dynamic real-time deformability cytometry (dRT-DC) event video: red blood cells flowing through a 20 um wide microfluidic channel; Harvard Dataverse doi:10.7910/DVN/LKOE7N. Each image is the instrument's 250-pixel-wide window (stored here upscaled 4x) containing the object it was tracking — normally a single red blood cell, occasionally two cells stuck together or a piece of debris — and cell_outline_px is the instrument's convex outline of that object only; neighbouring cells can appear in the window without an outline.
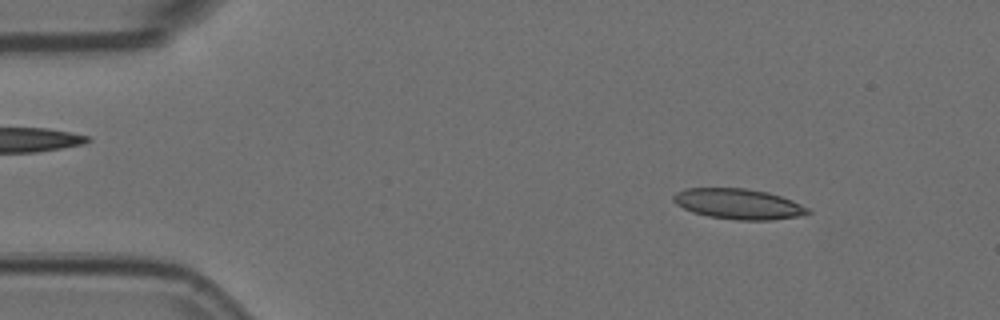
{"species": "Egyptian fruit bat (a non-hibernating species)", "species_latin": "Rousettus aegyptiacus", "temperature_condition": "room temperature", "stored_images_in_passage": 6, "camera_frame_rate_fps": 3000, "um_per_image_px": 0.085, "animal": {"sex": "female"}, "frame": {"image": 1, "passage_image": 1, "time_ms": 0.0, "image_size_px": [1000, 320], "cell_outline_px": [[812, 212], [796, 216], [772, 220], [736, 220], [708, 216], [692, 212], [676, 204], [672, 200], [672, 196], [676, 192], [684, 188], [744, 188], [768, 192], [792, 200], [808, 208]], "centroid_in_image_um": [62.72, 17.33], "position_along_channel_um": 22.3, "area_um2": 23.81}}
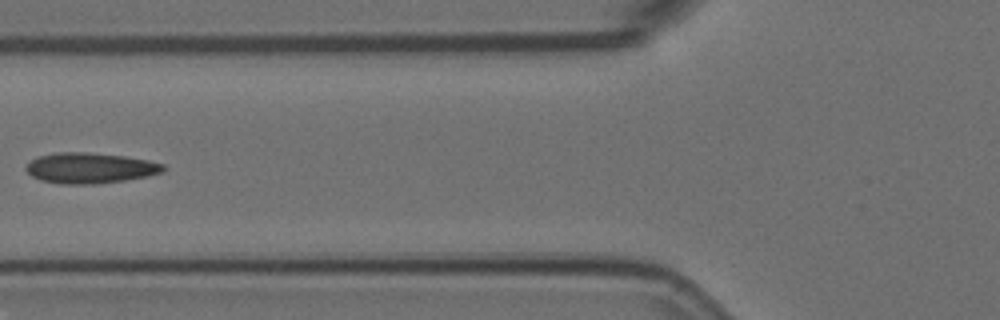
{"frame": {"image": 2, "passage_image": 5, "time_ms": 1.333, "image_size_px": [1000, 320], "cell_outline_px": [[164, 172], [148, 176], [124, 180], [96, 184], [60, 184], [40, 180], [32, 176], [24, 168], [36, 156], [56, 152], [84, 152], [124, 156], [148, 160], [164, 164]], "centroid_in_image_um": [7.64, 14.28], "position_along_channel_um": 118.2, "area_um2": 24.51}}
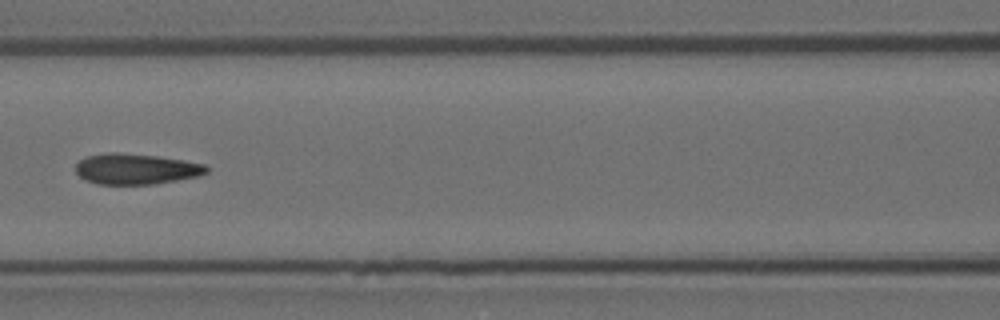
{"frame": {"image": 3, "passage_image": 6, "time_ms": 1.667, "image_size_px": [1000, 320], "cell_outline_px": [[208, 172], [200, 176], [156, 184], [96, 184], [84, 180], [76, 172], [76, 164], [84, 156], [108, 152], [120, 152], [156, 156], [184, 160], [204, 164], [208, 168]], "centroid_in_image_um": [11.55, 14.36], "position_along_channel_um": 155.1, "area_um2": 23.64}}